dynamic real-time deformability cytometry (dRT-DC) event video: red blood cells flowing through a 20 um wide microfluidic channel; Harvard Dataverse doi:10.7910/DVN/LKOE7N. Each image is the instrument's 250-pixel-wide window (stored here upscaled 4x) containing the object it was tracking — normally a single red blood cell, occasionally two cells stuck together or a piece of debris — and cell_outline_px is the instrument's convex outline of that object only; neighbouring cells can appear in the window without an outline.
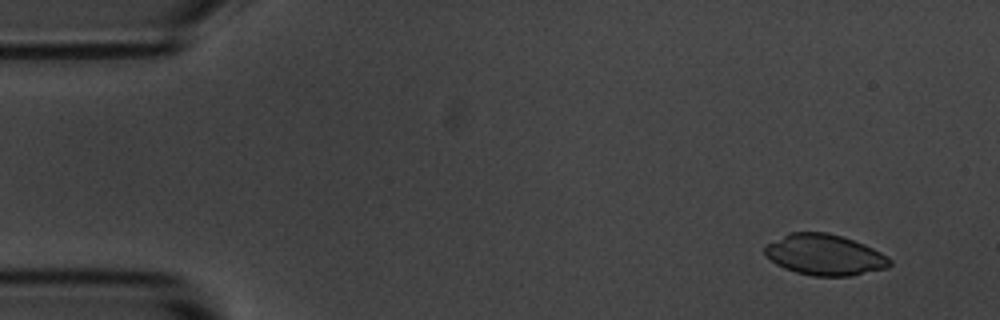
{"species": "common noctule bat (a hibernating species)", "species_latin": "Nyctalus noctula", "temperature_condition": "room temperature", "stored_images_in_passage": 5, "camera_frame_rate_fps": 3000, "um_per_image_px": 0.085, "animal": {"sex": "male", "body_mass_g": 20.1, "forearm_length_mm": 53.5}, "frame": {"image": 1, "passage_image": 1, "time_ms": 0.0, "image_size_px": [1000, 320], "cell_outline_px": [[892, 264], [888, 268], [852, 276], [812, 276], [796, 272], [784, 268], [776, 264], [764, 252], [764, 248], [768, 244], [788, 232], [824, 232], [840, 236], [864, 244], [880, 252], [892, 260]], "centroid_in_image_um": [70.12, 21.67], "position_along_channel_um": 14.9, "area_um2": 29.65}}